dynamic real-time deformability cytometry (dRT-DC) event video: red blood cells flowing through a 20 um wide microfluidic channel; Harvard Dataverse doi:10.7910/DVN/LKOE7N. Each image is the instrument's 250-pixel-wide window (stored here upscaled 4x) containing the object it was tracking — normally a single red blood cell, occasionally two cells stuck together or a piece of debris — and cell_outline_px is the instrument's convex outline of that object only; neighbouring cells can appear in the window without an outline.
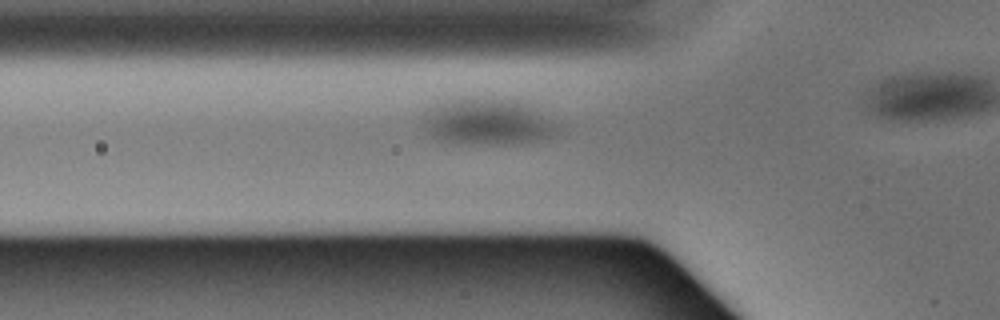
{"species": "Egyptian fruit bat (a non-hibernating species)", "species_latin": "Rousettus aegyptiacus", "temperature_condition": "warm", "stored_images_in_passage": 26, "camera_frame_rate_fps": 3000, "um_per_image_px": 0.085, "animal": {"sex": "male"}, "frame": {"image": 1, "passage_image": 4, "time_ms": 1.0, "image_size_px": [1000, 320], "cell_outline_px": [[556, 128], [548, 136], [532, 140], [452, 140], [436, 136], [432, 132], [428, 120], [440, 104], [456, 100], [516, 100], [528, 108]], "centroid_in_image_um": [41.47, 10.3], "position_along_channel_um": 84.3, "area_um2": 30.23}}
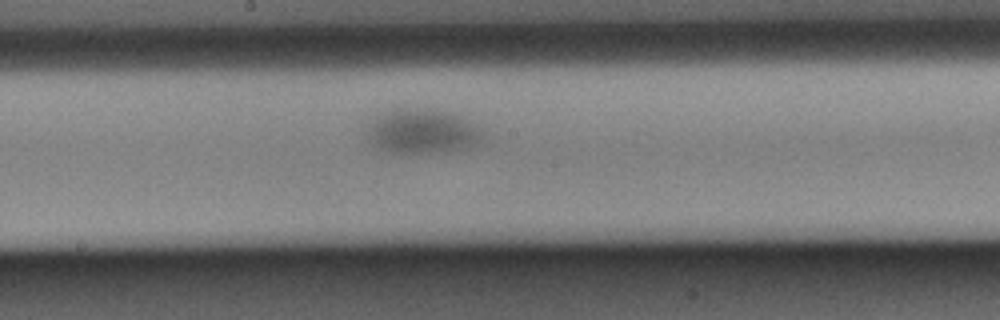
{"frame": {"image": 2, "passage_image": 13, "time_ms": 4.0, "image_size_px": [1000, 320], "cell_outline_px": [[480, 140], [468, 148], [452, 152], [388, 152], [376, 148], [368, 140], [368, 136], [376, 120], [380, 116], [388, 112], [400, 108], [408, 108], [448, 112], [460, 116], [480, 128]], "centroid_in_image_um": [35.93, 11.2], "position_along_channel_um": 212.3, "area_um2": 28.96}}
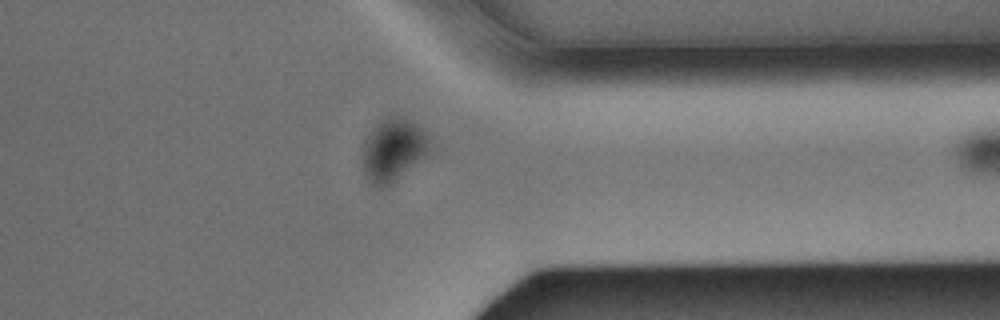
{"frame": {"image": 3, "passage_image": 25, "time_ms": 8.0, "image_size_px": [1000, 320], "cell_outline_px": [[432, 152], [388, 184], [380, 188], [372, 184], [364, 176], [360, 156], [364, 140], [380, 120], [388, 116], [400, 116], [416, 124], [428, 136]], "centroid_in_image_um": [33.39, 12.73], "position_along_channel_um": 378.0, "area_um2": 24.62}}